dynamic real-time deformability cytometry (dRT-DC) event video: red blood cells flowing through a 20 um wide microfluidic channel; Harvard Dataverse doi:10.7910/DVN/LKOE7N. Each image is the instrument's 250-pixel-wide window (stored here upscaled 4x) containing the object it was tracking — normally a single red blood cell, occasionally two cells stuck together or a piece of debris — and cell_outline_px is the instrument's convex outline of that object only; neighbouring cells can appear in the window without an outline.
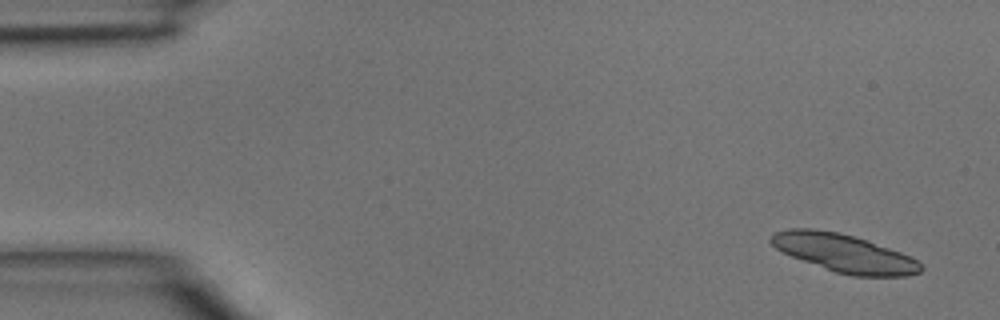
{"species": "common noctule bat (a hibernating species)", "species_latin": "Nyctalus noctula", "temperature_condition": "room temperature", "stored_images_in_passage": 2, "segment_of_instrument_passage": [2, 2], "camera_frame_rate_fps": 3000, "um_per_image_px": 0.085, "animal": {"sex": "male", "body_mass_g": 15.6}, "frame": {"image": 1, "passage_image": 2, "time_ms": 0.333, "image_size_px": [1000, 320], "cell_outline_px": [[924, 268], [920, 272], [908, 276], [852, 276], [836, 272], [780, 252], [768, 240], [776, 232], [788, 228], [812, 228], [840, 232], [868, 240], [900, 252], [924, 264]], "centroid_in_image_um": [71.76, 21.51], "position_along_channel_um": 13.2, "area_um2": 33.23}}